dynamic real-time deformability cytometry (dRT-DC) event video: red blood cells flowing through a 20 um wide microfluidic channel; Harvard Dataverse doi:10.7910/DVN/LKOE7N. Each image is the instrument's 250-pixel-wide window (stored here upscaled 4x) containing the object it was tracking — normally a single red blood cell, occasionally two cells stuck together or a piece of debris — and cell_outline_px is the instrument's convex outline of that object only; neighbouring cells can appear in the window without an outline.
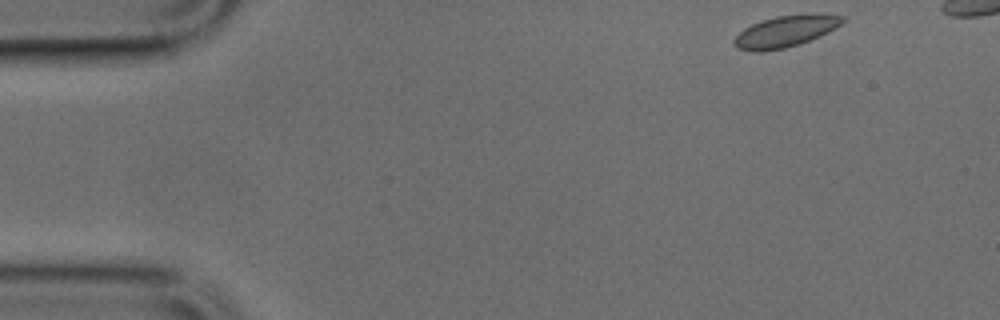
{"species": "common noctule bat (a hibernating species)", "species_latin": "Nyctalus noctula", "temperature_condition": "cold", "stored_images_in_passage": 41, "camera_frame_rate_fps": 3000, "um_per_image_px": 0.085, "animal": {"sex": "male", "body_mass_g": 17.9, "forearm_length_mm": 54.2}, "frame": {"image": 1, "passage_image": 1, "time_ms": 0.0, "image_size_px": [1000, 320], "cell_outline_px": [[848, 20], [836, 28], [820, 36], [784, 48], [760, 52], [752, 52], [736, 48], [732, 44], [732, 40], [744, 28], [752, 24], [776, 16], [848, 16]], "centroid_in_image_um": [66.69, 2.71], "position_along_channel_um": 18.3, "area_um2": 19.25}}
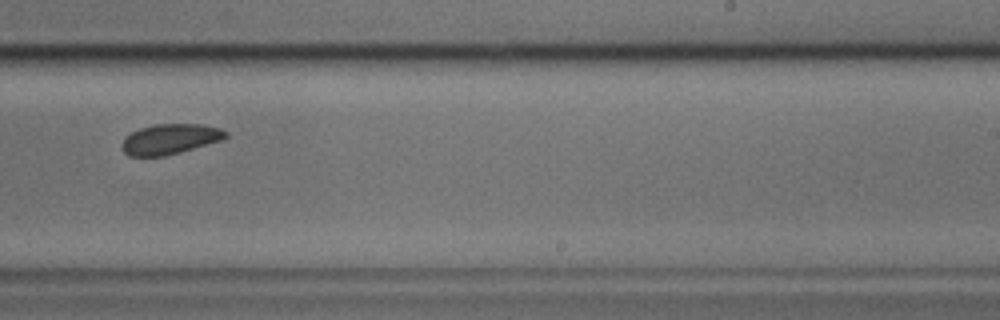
{"frame": {"image": 2, "passage_image": 27, "time_ms": 8.667, "image_size_px": [1000, 320], "cell_outline_px": [[228, 136], [224, 140], [180, 152], [164, 156], [128, 156], [120, 148], [120, 144], [124, 136], [140, 128], [156, 124], [200, 124], [220, 128], [228, 132]], "centroid_in_image_um": [14.44, 11.82], "position_along_channel_um": 274.6, "area_um2": 18.55}}
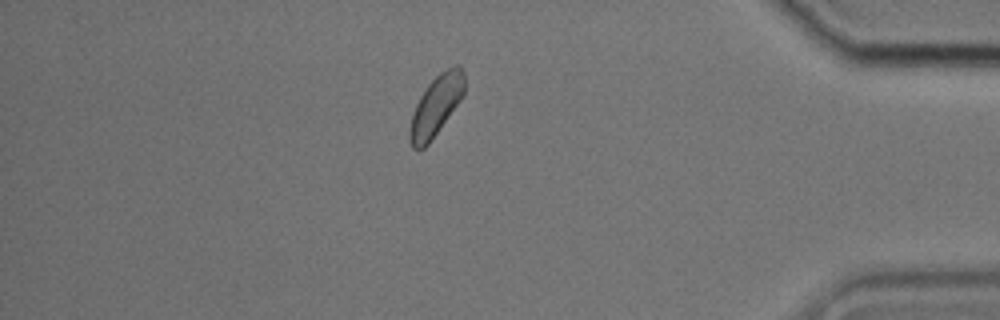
{"frame": {"image": 3, "passage_image": 39, "time_ms": 12.667, "image_size_px": [1000, 320], "cell_outline_px": [[464, 92], [460, 100], [428, 144], [424, 148], [412, 148], [408, 140], [408, 132], [412, 116], [416, 104], [420, 96], [428, 84], [440, 72], [456, 64], [460, 64], [464, 72]], "centroid_in_image_um": [37.05, 8.97], "position_along_channel_um": 398.2, "area_um2": 18.9}}